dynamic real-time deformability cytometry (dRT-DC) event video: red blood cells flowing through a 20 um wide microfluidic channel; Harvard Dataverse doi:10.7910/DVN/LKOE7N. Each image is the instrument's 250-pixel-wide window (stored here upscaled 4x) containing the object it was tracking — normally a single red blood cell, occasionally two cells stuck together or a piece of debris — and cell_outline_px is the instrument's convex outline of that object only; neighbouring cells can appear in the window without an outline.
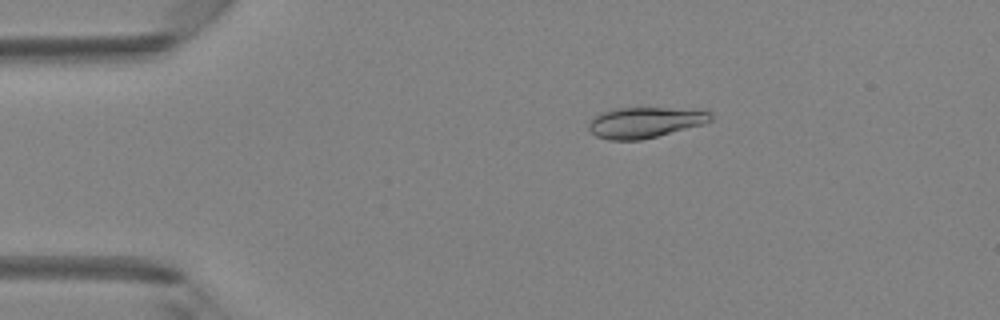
{"species": "Egyptian fruit bat (a non-hibernating species)", "species_latin": "Rousettus aegyptiacus", "temperature_condition": "room temperature", "stored_images_in_passage": 48, "camera_frame_rate_fps": 3000, "um_per_image_px": 0.085, "animal": {"sex": "female"}, "frame": {"image": 1, "passage_image": 9, "time_ms": 2.667, "image_size_px": [1000, 320], "cell_outline_px": [[712, 120], [704, 124], [640, 140], [608, 140], [596, 136], [588, 128], [588, 124], [596, 116], [604, 112], [616, 108], [664, 108], [712, 112]], "centroid_in_image_um": [54.8, 10.42], "position_along_channel_um": 30.2, "area_um2": 21.39}}
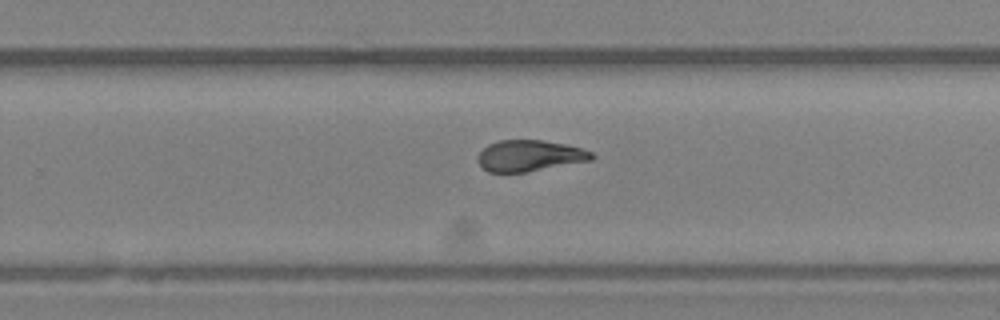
{"frame": {"image": 2, "passage_image": 31, "time_ms": 10.0, "image_size_px": [1000, 320], "cell_outline_px": [[596, 156], [592, 160], [528, 172], [488, 172], [476, 160], [476, 156], [488, 144], [500, 140], [544, 140], [564, 144], [580, 148], [592, 152]], "centroid_in_image_um": [45.01, 13.24], "position_along_channel_um": 284.8, "area_um2": 20.75}}
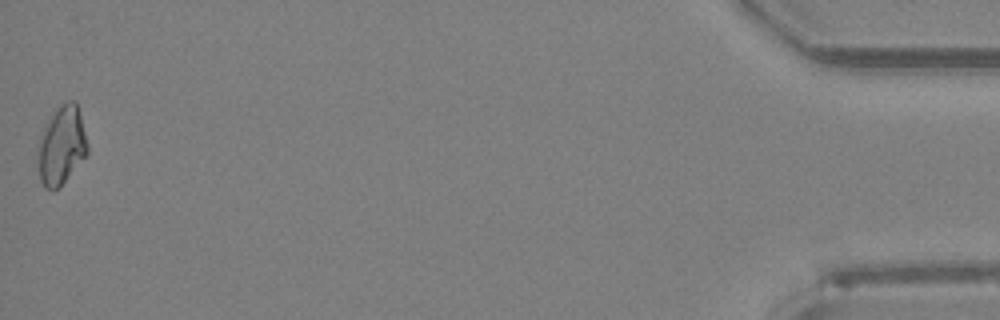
{"frame": {"image": 3, "passage_image": 48, "time_ms": 15.667, "image_size_px": [1000, 320], "cell_outline_px": [[88, 152], [64, 180], [52, 192], [44, 188], [40, 180], [36, 164], [40, 136], [48, 120], [56, 108], [60, 104], [68, 100], [76, 100], [88, 144]], "centroid_in_image_um": [5.2, 12.35], "position_along_channel_um": 430.0, "area_um2": 22.54}, "authors_computed_cell_mechanics": {"area_um2": 21.4727, "velocity_mm_per_s": 4.2298, "shape_relaxation_time_tau1_ms": 7.2058, "shape_relaxation_time_tau2_ms": 2.4647, "deformation_change_tau1": 0.1943, "deformation_change_tau2": 0.0631}}